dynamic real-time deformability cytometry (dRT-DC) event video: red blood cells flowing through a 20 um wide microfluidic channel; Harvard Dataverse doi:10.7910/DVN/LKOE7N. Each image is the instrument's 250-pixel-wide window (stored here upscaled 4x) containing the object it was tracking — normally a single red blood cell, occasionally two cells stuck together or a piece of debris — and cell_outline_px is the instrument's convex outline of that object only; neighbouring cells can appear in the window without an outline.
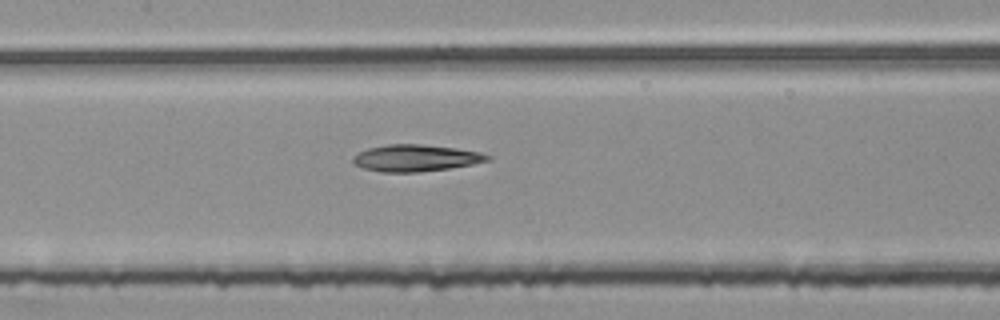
{"species": "common noctule bat (a hibernating species)", "species_latin": "Nyctalus noctula", "temperature_condition": "room temperature", "stored_images_in_passage": 53, "segment_of_instrument_passage": [2, 2], "camera_frame_rate_fps": 3000, "um_per_image_px": 0.085, "animal": {"sex": "female", "body_mass_g": 25.1}, "frame": {"image": 1, "passage_image": 25, "time_ms": 8.0, "image_size_px": [1000, 320], "cell_outline_px": [[492, 160], [472, 164], [448, 168], [420, 172], [380, 172], [364, 168], [356, 164], [352, 160], [352, 156], [368, 148], [388, 144], [420, 144], [456, 148], [480, 152], [492, 156]], "centroid_in_image_um": [35.36, 13.43], "position_along_channel_um": 172.0, "area_um2": 20.92}}
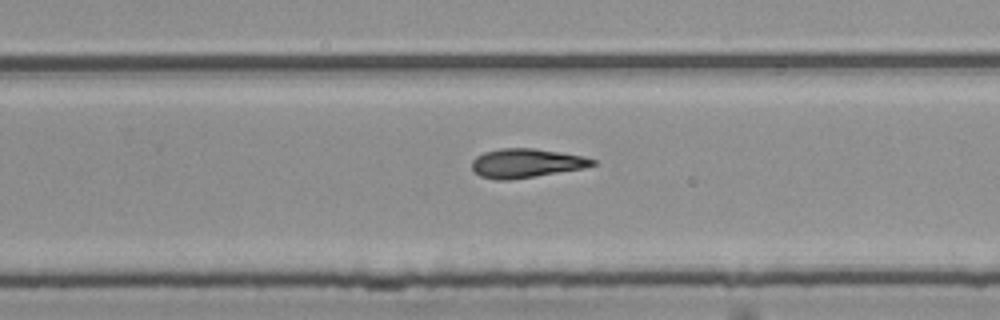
{"frame": {"image": 2, "passage_image": 34, "time_ms": 11.0, "image_size_px": [1000, 320], "cell_outline_px": [[600, 164], [584, 168], [508, 180], [496, 180], [480, 176], [472, 168], [472, 160], [476, 156], [484, 152], [500, 148], [532, 148], [560, 152], [584, 156], [596, 160]], "centroid_in_image_um": [44.75, 13.86], "position_along_channel_um": 285.1, "area_um2": 20.4}}
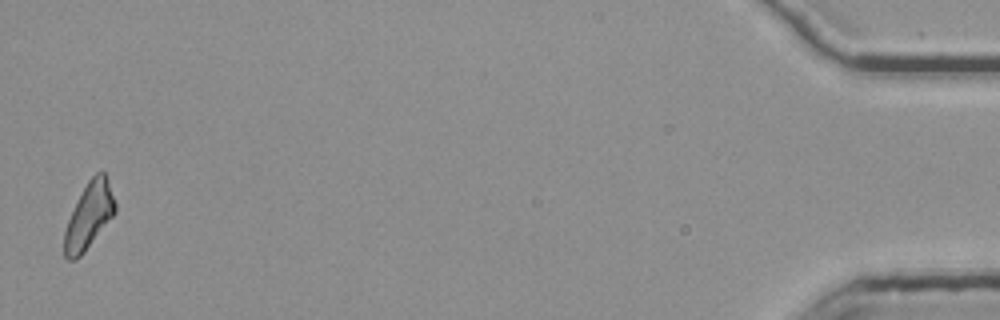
{"frame": {"image": 3, "passage_image": 53, "time_ms": 17.333, "image_size_px": [1000, 320], "cell_outline_px": [[116, 212], [84, 252], [76, 260], [68, 260], [64, 256], [64, 232], [68, 220], [88, 180], [100, 168], [104, 172], [116, 200]], "centroid_in_image_um": [7.58, 18.33], "position_along_channel_um": 427.6, "area_um2": 19.36}}